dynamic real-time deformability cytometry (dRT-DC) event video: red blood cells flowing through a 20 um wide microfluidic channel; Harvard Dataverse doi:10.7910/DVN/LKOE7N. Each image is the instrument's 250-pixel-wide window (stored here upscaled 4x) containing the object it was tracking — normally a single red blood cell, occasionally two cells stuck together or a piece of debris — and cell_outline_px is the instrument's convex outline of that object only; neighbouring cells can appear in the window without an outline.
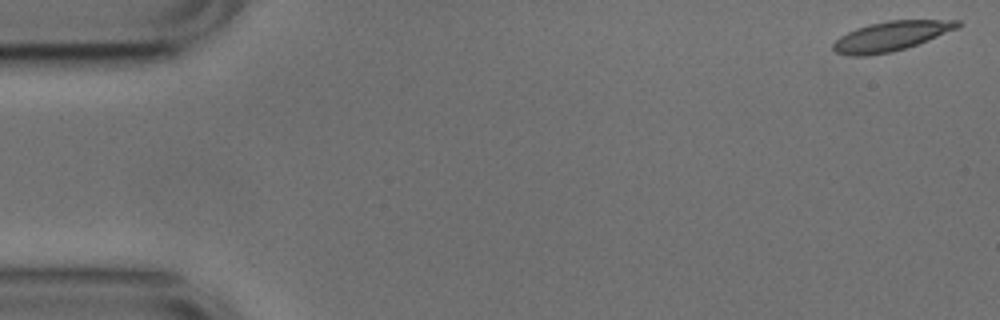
{"species": "common noctule bat (a hibernating species)", "species_latin": "Nyctalus noctula", "temperature_condition": "cold", "stored_images_in_passage": 53, "camera_frame_rate_fps": 3000, "um_per_image_px": 0.085, "animal": {"sex": "male", "body_mass_g": 17.9, "forearm_length_mm": 54.2}, "frame": {"image": 1, "passage_image": 1, "time_ms": 0.0, "image_size_px": [1000, 320], "cell_outline_px": [[960, 24], [956, 28], [928, 40], [892, 52], [868, 56], [848, 56], [836, 52], [832, 48], [832, 44], [840, 36], [856, 28], [868, 24], [888, 20], [960, 20]], "centroid_in_image_um": [75.67, 3.08], "position_along_channel_um": 9.3, "area_um2": 21.33}}
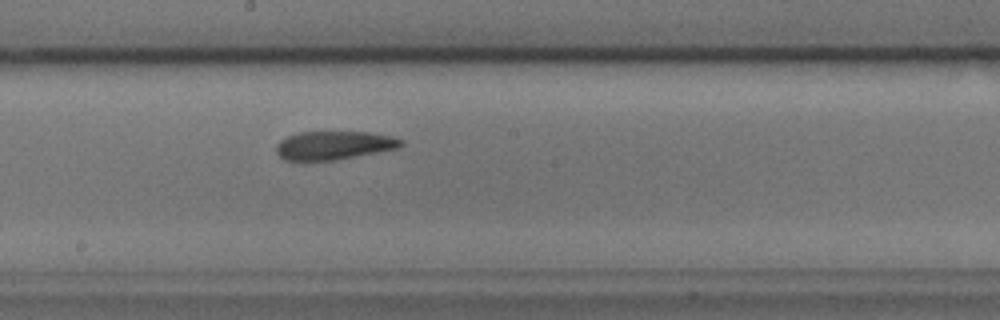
{"frame": {"image": 2, "passage_image": 28, "time_ms": 9.0, "image_size_px": [1000, 320], "cell_outline_px": [[404, 144], [400, 148], [380, 152], [336, 160], [284, 160], [276, 152], [276, 144], [280, 140], [288, 136], [300, 132], [372, 132], [392, 136], [404, 140]], "centroid_in_image_um": [28.44, 12.35], "position_along_channel_um": 219.8, "area_um2": 20.92}}
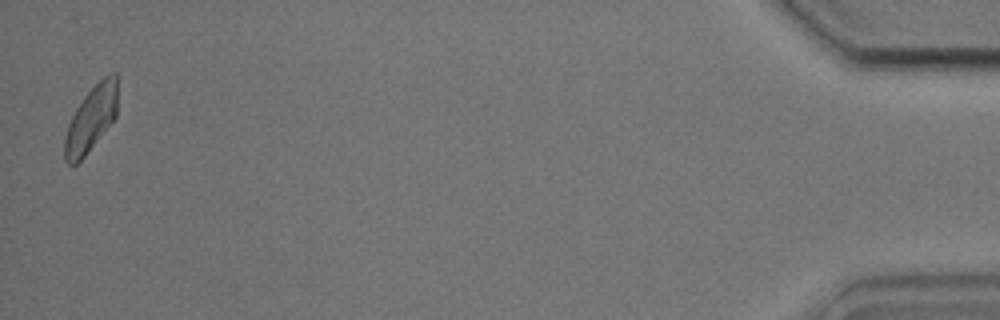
{"frame": {"image": 3, "passage_image": 52, "time_ms": 17.0, "image_size_px": [1000, 320], "cell_outline_px": [[116, 116], [84, 156], [76, 164], [68, 164], [64, 160], [64, 140], [68, 124], [76, 108], [84, 96], [104, 76], [112, 72], [116, 72]], "centroid_in_image_um": [7.71, 10.11], "position_along_channel_um": 427.5, "area_um2": 19.65}, "authors_computed_cell_mechanics": {"area_um2": 21.1548, "velocity_mm_per_s": 3.7449, "shape_relaxation_time_tau1_ms": null, "shape_relaxation_time_tau2_ms": 2.3642, "deformation_change_tau1": null, "deformation_change_tau2": 0.0889}}